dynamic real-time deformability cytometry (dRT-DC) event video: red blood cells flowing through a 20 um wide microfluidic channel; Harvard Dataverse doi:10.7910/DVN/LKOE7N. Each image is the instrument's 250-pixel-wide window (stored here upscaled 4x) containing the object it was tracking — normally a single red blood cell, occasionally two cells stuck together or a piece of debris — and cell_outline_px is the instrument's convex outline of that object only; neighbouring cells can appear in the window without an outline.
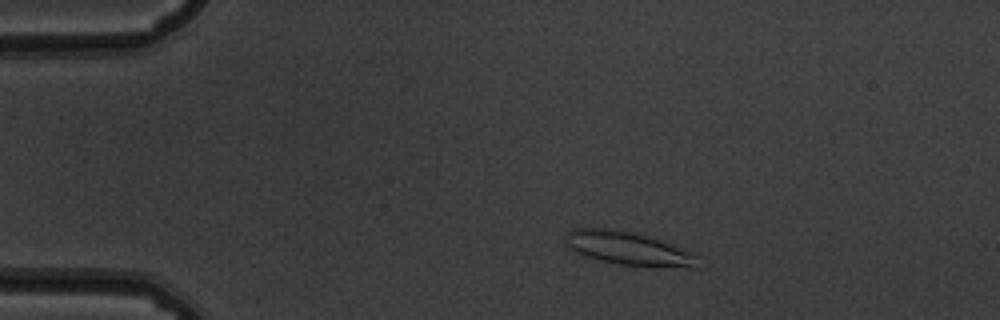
{"species": "common noctule bat (a hibernating species)", "species_latin": "Nyctalus noctula", "temperature_condition": "warm", "stored_images_in_passage": 44, "camera_frame_rate_fps": 3000, "um_per_image_px": 0.085, "animal": {"sex": "male", "body_mass_g": 19.5, "forearm_length_mm": 54.6}, "frame": {"image": 1, "passage_image": 1, "time_ms": 0.0, "image_size_px": [1000, 320], "cell_outline_px": [[700, 256], [696, 268], [688, 268], [620, 264], [600, 260], [576, 252], [568, 248], [564, 244], [564, 236], [572, 228], [608, 228], [640, 232], [692, 252]], "centroid_in_image_um": [53.41, 21.09], "position_along_channel_um": 31.6, "area_um2": 26.07}}
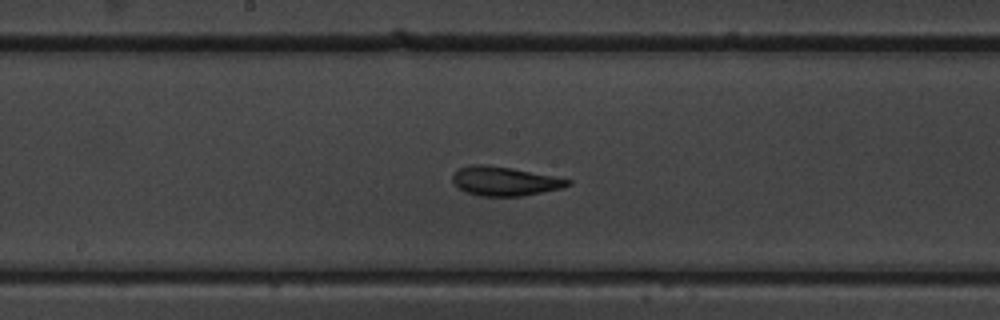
{"frame": {"image": 2, "passage_image": 19, "time_ms": 6.0, "image_size_px": [1000, 320], "cell_outline_px": [[572, 184], [564, 188], [520, 196], [480, 196], [468, 192], [460, 188], [452, 180], [452, 176], [460, 168], [472, 164], [488, 164], [512, 168], [572, 180]], "centroid_in_image_um": [42.92, 15.39], "position_along_channel_um": 205.3, "area_um2": 19.36}}
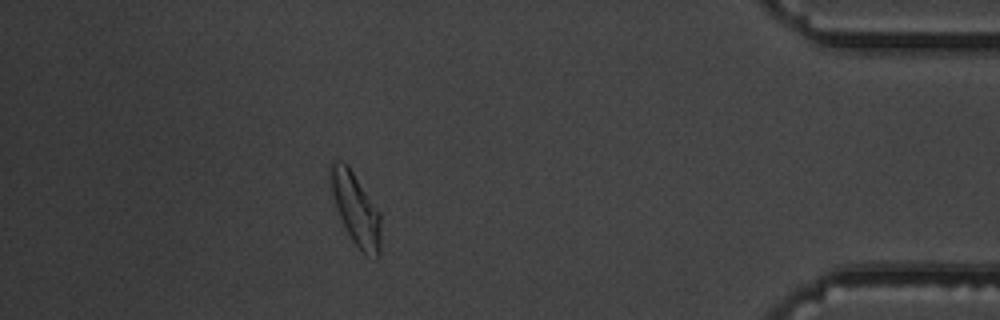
{"frame": {"image": 3, "passage_image": 38, "time_ms": 12.333, "image_size_px": [1000, 320], "cell_outline_px": [[380, 256], [376, 260], [364, 256], [352, 240], [336, 208], [328, 176], [328, 164], [332, 160], [340, 160], [348, 164], [380, 212]], "centroid_in_image_um": [30.23, 17.75], "position_along_channel_um": 405.0, "area_um2": 21.56}, "authors_computed_cell_mechanics": {"area_um2": 20.1144, "velocity_mm_per_s": 3.8351, "shape_relaxation_time_tau1_ms": 4.6902, "shape_relaxation_time_tau2_ms": 2.0899, "deformation_change_tau1": 0.1604, "deformation_change_tau2": 0.1082}}